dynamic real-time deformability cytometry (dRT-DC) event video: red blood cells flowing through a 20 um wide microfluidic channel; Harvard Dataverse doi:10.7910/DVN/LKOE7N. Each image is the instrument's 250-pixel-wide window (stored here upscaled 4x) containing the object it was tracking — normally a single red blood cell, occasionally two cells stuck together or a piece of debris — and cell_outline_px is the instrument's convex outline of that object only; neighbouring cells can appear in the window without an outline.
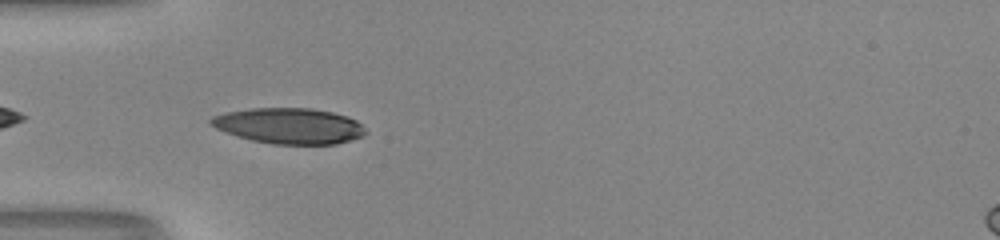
{"species": "human", "species_latin": "Homo sapiens", "temperature_condition": "room temperature", "stored_images_in_passage": 5, "camera_frame_rate_fps": 3000, "um_per_image_px": 0.085, "donor": {"sex": "male"}, "frame": {"image": 1, "passage_image": 2, "time_ms": 0.333, "image_size_px": [1000, 240], "cell_outline_px": [[368, 132], [364, 136], [336, 144], [272, 144], [252, 140], [216, 128], [208, 124], [208, 120], [212, 116], [224, 112], [248, 108], [312, 108], [332, 112], [348, 116], [356, 120]], "centroid_in_image_um": [24.58, 10.69], "position_along_channel_um": 60.4, "area_um2": 32.31}}